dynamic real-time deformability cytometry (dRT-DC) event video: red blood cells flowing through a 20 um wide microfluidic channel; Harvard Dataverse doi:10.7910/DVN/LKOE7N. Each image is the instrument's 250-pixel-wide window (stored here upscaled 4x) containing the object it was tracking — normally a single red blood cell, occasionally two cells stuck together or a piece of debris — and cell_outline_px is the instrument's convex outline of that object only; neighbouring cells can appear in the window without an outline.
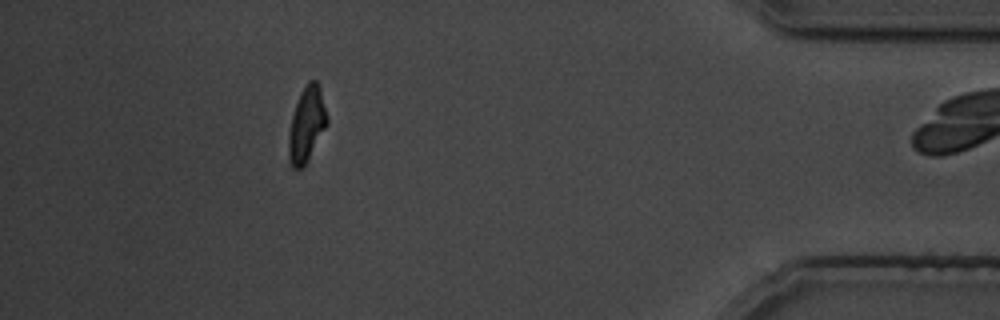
{"species": "common noctule bat (a hibernating species)", "species_latin": "Nyctalus noctula", "temperature_condition": "cold", "stored_images_in_passage": 29, "camera_frame_rate_fps": 3000, "um_per_image_px": 0.085, "animal": {"sex": "male", "body_mass_g": 19.5, "forearm_length_mm": 54.6}, "frame": {"image": 1, "passage_image": 29, "time_ms": 39.0, "image_size_px": [1000, 320], "cell_outline_px": [[328, 124], [308, 160], [300, 168], [292, 168], [288, 160], [288, 136], [292, 116], [300, 92], [308, 80], [316, 80], [320, 88], [328, 116]], "centroid_in_image_um": [26.07, 10.57], "position_along_channel_um": 409.1, "area_um2": 16.88}}